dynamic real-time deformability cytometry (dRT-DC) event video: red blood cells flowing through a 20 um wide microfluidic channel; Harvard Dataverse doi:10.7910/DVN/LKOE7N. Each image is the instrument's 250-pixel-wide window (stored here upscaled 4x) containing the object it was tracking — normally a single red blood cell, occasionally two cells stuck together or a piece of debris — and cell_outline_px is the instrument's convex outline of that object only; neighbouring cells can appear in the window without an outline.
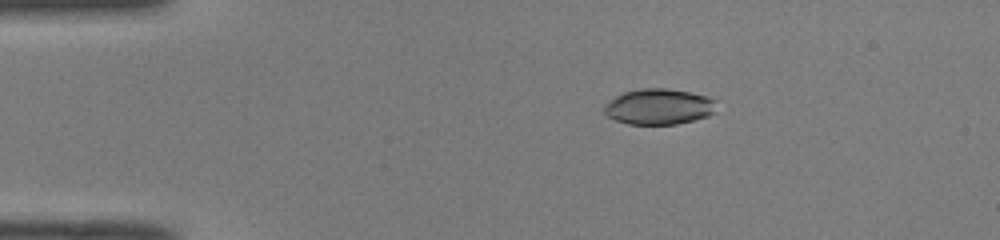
{"species": "common noctule bat (a hibernating species)", "species_latin": "Nyctalus noctula", "temperature_condition": "room temperature", "stored_images_in_passage": 51, "camera_frame_rate_fps": 3000, "um_per_image_px": 0.085, "animal": {"sex": "male", "body_mass_g": 19.0, "forearm_length_mm": 50.8}, "frame": {"image": 1, "passage_image": 10, "time_ms": 3.0, "image_size_px": [1000, 240], "cell_outline_px": [[716, 112], [708, 116], [676, 124], [628, 124], [616, 120], [608, 116], [604, 112], [604, 104], [616, 96], [624, 92], [640, 88], [668, 88], [688, 92], [704, 96], [716, 100]], "centroid_in_image_um": [56.0, 9.06], "position_along_channel_um": 29.0, "area_um2": 23.35}}
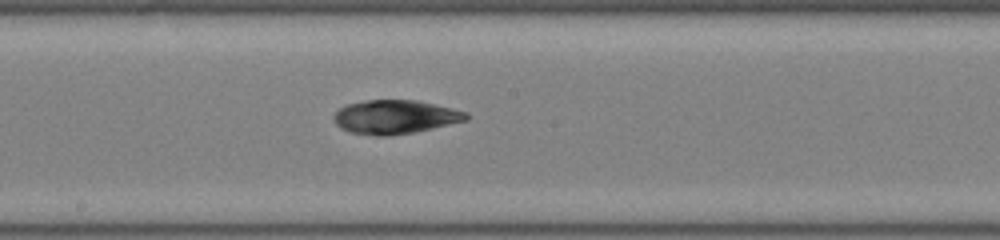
{"frame": {"image": 2, "passage_image": 28, "time_ms": 9.0, "image_size_px": [1000, 240], "cell_outline_px": [[468, 120], [432, 128], [412, 132], [388, 136], [376, 136], [352, 132], [340, 128], [336, 124], [332, 116], [340, 108], [348, 104], [368, 100], [416, 100], [452, 108], [468, 112]], "centroid_in_image_um": [33.58, 9.94], "position_along_channel_um": 214.6, "area_um2": 25.89}}
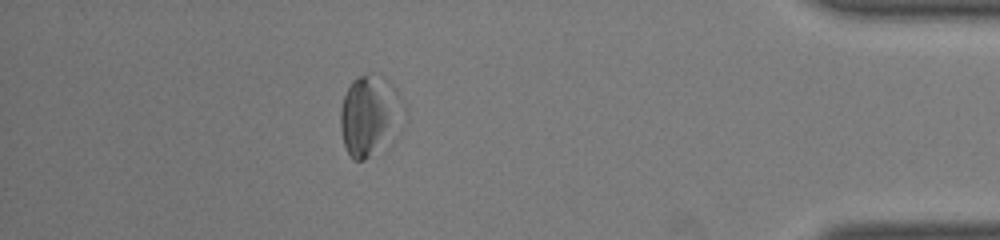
{"frame": {"image": 3, "passage_image": 45, "time_ms": 14.667, "image_size_px": [1000, 240], "cell_outline_px": [[396, 92], [384, 128], [368, 156], [364, 160], [352, 160], [344, 144], [340, 128], [340, 112], [344, 96], [352, 80], [356, 76], [368, 76], [388, 80], [396, 88]], "centroid_in_image_um": [31.03, 9.69], "position_along_channel_um": 404.2, "area_um2": 24.04}, "authors_computed_cell_mechanics": {"area_um2": 25.3164, "velocity_mm_per_s": 4.0871, "shape_relaxation_time_tau1_ms": 6.5655, "shape_relaxation_time_tau2_ms": 4.1363, "deformation_change_tau1": 0.1156, "deformation_change_tau2": 0.0981}}